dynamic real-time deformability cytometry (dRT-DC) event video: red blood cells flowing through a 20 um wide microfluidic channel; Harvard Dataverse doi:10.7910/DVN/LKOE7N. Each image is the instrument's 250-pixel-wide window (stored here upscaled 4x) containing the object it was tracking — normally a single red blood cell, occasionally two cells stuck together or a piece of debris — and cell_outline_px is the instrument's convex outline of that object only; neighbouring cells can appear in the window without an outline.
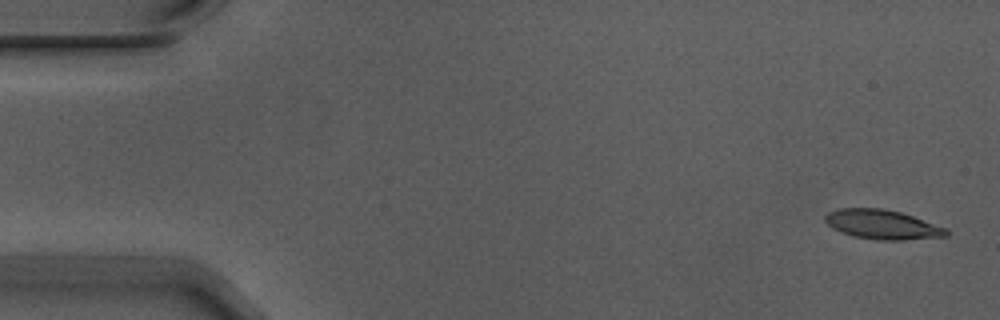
{"species": "Egyptian fruit bat (a non-hibernating species)", "species_latin": "Rousettus aegyptiacus", "temperature_condition": "warm", "stored_images_in_passage": 5, "camera_frame_rate_fps": 3000, "um_per_image_px": 0.085, "animal": {"sex": "male"}, "frame": {"image": 1, "passage_image": 1, "time_ms": 0.0, "image_size_px": [1000, 320], "cell_outline_px": [[948, 236], [904, 240], [880, 240], [852, 236], [840, 232], [832, 228], [824, 220], [824, 216], [828, 212], [840, 208], [880, 208], [900, 212], [948, 228]], "centroid_in_image_um": [74.99, 19.09], "position_along_channel_um": 10.0, "area_um2": 20.81}}
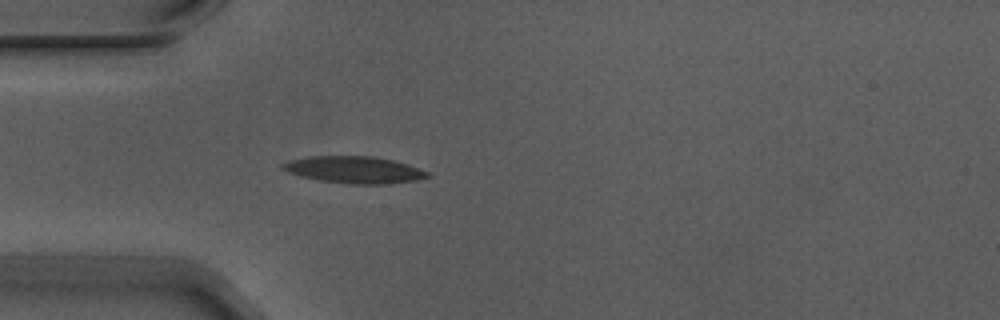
{"frame": {"image": 2, "passage_image": 5, "time_ms": 1.333, "image_size_px": [1000, 320], "cell_outline_px": [[432, 176], [416, 180], [384, 184], [352, 184], [320, 180], [300, 176], [288, 172], [280, 168], [280, 164], [288, 160], [308, 156], [372, 156], [392, 160], [408, 164], [428, 172]], "centroid_in_image_um": [30.07, 14.42], "position_along_channel_um": 54.9, "area_um2": 22.72}}